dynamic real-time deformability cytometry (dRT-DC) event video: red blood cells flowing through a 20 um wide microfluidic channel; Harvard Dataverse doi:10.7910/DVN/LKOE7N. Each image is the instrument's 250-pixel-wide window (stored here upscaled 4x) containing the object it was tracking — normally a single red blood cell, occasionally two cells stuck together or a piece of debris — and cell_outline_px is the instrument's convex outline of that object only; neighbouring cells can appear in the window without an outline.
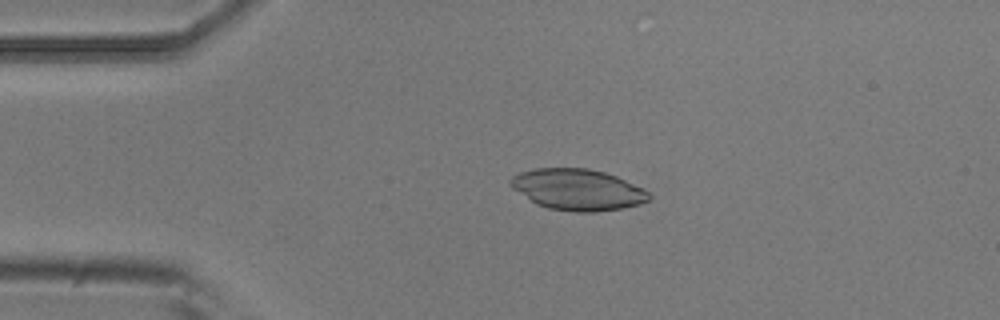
{"species": "common noctule bat (a hibernating species)", "species_latin": "Nyctalus noctula", "temperature_condition": "room temperature", "stored_images_in_passage": 4, "camera_frame_rate_fps": 3000, "um_per_image_px": 0.085, "animal": {"sex": "male", "body_mass_g": 20.5, "forearm_length_mm": 52.5}, "frame": {"image": 1, "passage_image": 2, "time_ms": 0.333, "image_size_px": [1000, 320], "cell_outline_px": [[652, 196], [648, 200], [640, 204], [624, 208], [596, 212], [572, 212], [548, 208], [536, 204], [512, 188], [508, 184], [508, 180], [512, 176], [520, 172], [536, 168], [588, 168], [604, 172], [616, 176], [644, 188]], "centroid_in_image_um": [49.09, 16.12], "position_along_channel_um": 35.9, "area_um2": 33.47}}